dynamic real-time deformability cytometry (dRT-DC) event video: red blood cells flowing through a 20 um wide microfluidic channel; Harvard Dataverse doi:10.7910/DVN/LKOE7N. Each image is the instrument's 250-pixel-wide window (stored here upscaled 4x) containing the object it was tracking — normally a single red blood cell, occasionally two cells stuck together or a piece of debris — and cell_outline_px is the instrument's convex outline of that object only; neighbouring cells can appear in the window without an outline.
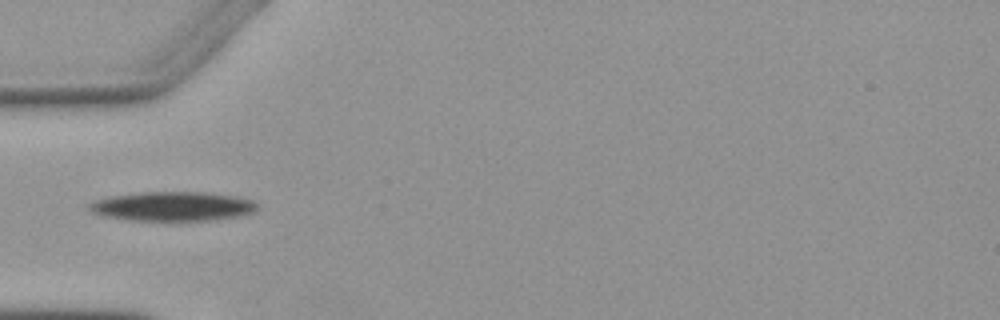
{"species": "Egyptian fruit bat (a non-hibernating species)", "species_latin": "Rousettus aegyptiacus", "temperature_condition": "warm", "stored_images_in_passage": 2, "camera_frame_rate_fps": 3000, "um_per_image_px": 0.085, "animal": {"sex": "female"}, "frame": {"image": 1, "passage_image": 1, "time_ms": 0.0, "image_size_px": [1000, 320], "cell_outline_px": [[256, 208], [252, 212], [240, 216], [212, 220], [124, 220], [104, 216], [92, 212], [88, 208], [88, 204], [96, 200], [108, 196], [144, 192], [204, 192], [236, 196], [252, 200], [256, 204]], "centroid_in_image_um": [14.64, 17.53], "position_along_channel_um": 70.4, "area_um2": 28.61}}